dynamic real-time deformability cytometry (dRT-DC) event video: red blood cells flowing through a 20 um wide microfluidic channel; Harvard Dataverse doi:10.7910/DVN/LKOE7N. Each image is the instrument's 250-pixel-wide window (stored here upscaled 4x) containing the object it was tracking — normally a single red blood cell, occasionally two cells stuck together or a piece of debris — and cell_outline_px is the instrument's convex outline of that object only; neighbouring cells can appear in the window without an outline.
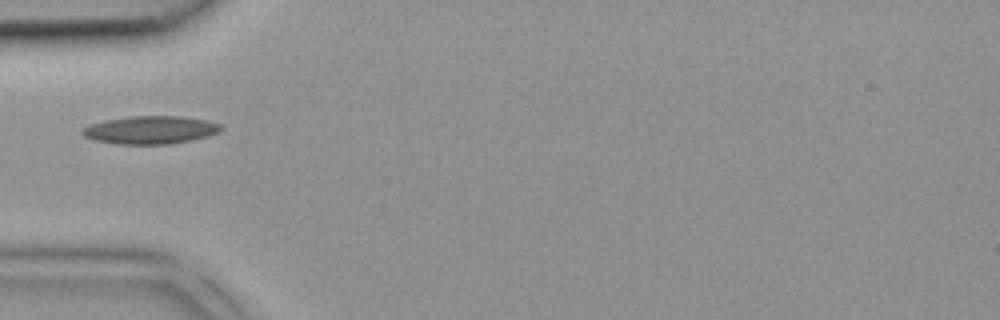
{"species": "common noctule bat (a hibernating species)", "species_latin": "Nyctalus noctula", "temperature_condition": "room temperature", "stored_images_in_passage": 2, "camera_frame_rate_fps": 3000, "um_per_image_px": 0.085, "animal": {"sex": "female", "body_mass_g": 18.4}, "frame": {"image": 1, "passage_image": 1, "time_ms": 0.0, "image_size_px": [1000, 320], "cell_outline_px": [[224, 128], [220, 132], [208, 136], [192, 140], [168, 144], [116, 144], [96, 140], [84, 136], [80, 132], [84, 128], [92, 124], [104, 120], [128, 116], [180, 116], [208, 120], [220, 124]], "centroid_in_image_um": [12.83, 11.04], "position_along_channel_um": 72.2, "area_um2": 22.66}}